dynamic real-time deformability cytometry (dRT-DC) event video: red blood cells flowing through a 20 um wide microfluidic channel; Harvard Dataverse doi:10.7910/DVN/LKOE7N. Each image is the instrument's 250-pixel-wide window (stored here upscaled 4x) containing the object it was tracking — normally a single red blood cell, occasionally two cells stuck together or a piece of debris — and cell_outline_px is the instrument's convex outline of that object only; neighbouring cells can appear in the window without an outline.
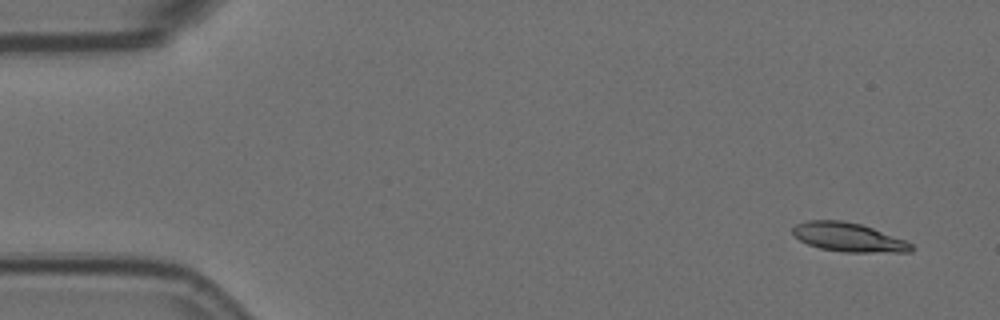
{"species": "Egyptian fruit bat (a non-hibernating species)", "species_latin": "Rousettus aegyptiacus", "temperature_condition": "room temperature", "stored_images_in_passage": 4, "camera_frame_rate_fps": 3000, "um_per_image_px": 0.085, "animal": {"sex": "female"}, "frame": {"image": 1, "passage_image": 1, "time_ms": 0.0, "image_size_px": [1000, 320], "cell_outline_px": [[916, 248], [912, 252], [844, 252], [820, 248], [808, 244], [800, 240], [792, 232], [792, 228], [796, 224], [808, 220], [840, 220], [860, 224], [908, 240]], "centroid_in_image_um": [72.17, 20.17], "position_along_channel_um": 12.8, "area_um2": 20.06}}
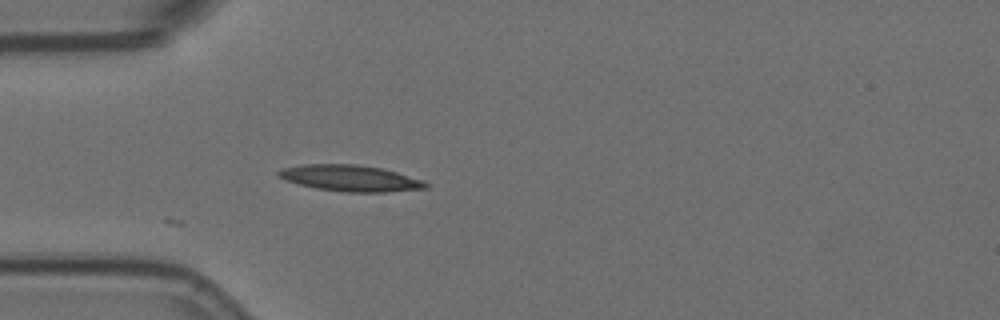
{"frame": {"image": 2, "passage_image": 4, "time_ms": 1.0, "image_size_px": [1000, 320], "cell_outline_px": [[428, 188], [384, 192], [344, 192], [316, 188], [284, 180], [276, 176], [276, 172], [280, 168], [300, 164], [356, 164], [380, 168], [396, 172], [424, 180], [428, 184]], "centroid_in_image_um": [29.72, 15.14], "position_along_channel_um": 55.3, "area_um2": 22.6}}